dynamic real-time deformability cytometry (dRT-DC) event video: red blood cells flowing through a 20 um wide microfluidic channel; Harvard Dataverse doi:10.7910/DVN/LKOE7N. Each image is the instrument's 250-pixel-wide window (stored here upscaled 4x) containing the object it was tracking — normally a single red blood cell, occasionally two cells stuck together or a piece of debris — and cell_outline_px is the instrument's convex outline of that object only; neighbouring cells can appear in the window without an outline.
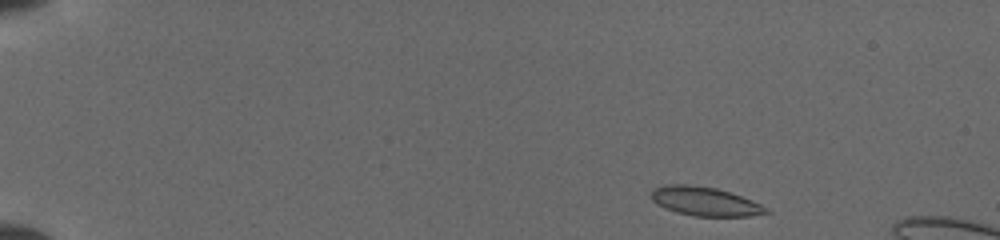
{"species": "common noctule bat (a hibernating species)", "species_latin": "Nyctalus noctula", "temperature_condition": "cold", "stored_images_in_passage": 13, "camera_frame_rate_fps": 3000, "um_per_image_px": 0.085, "animal": {"sex": "female", "body_mass_g": 19.5, "forearm_length_mm": 54.1}, "frame": {"image": 1, "passage_image": 1, "time_ms": 0.0, "image_size_px": [1000, 240], "cell_outline_px": [[772, 212], [748, 216], [692, 216], [676, 212], [664, 208], [656, 204], [652, 200], [652, 188], [664, 184], [688, 184], [716, 188], [752, 200], [768, 208]], "centroid_in_image_um": [59.88, 17.11], "position_along_channel_um": 25.1, "area_um2": 19.42}}